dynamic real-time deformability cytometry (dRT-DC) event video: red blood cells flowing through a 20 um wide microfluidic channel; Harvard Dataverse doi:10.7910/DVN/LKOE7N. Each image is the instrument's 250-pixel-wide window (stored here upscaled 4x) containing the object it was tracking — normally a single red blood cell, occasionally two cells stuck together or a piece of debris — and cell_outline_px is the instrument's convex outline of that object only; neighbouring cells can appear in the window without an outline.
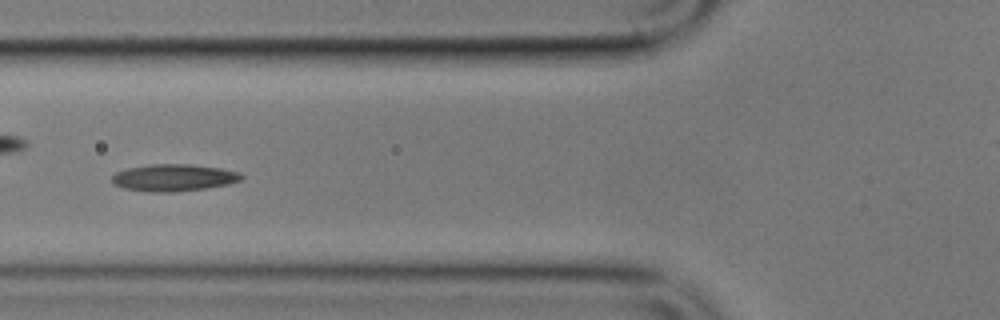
{"species": "common noctule bat (a hibernating species)", "species_latin": "Nyctalus noctula", "temperature_condition": "cold", "stored_images_in_passage": 8, "camera_frame_rate_fps": 3000, "um_per_image_px": 0.085, "animal": {"sex": "male", "body_mass_g": 17.9}, "frame": {"image": 1, "passage_image": 6, "time_ms": 5.667, "image_size_px": [1000, 320], "cell_outline_px": [[244, 176], [240, 180], [228, 184], [204, 188], [172, 192], [148, 192], [124, 188], [112, 184], [112, 176], [116, 172], [128, 168], [148, 164], [188, 164], [220, 168], [240, 172]], "centroid_in_image_um": [14.74, 15.1], "position_along_channel_um": 111.1, "area_um2": 20.35}}
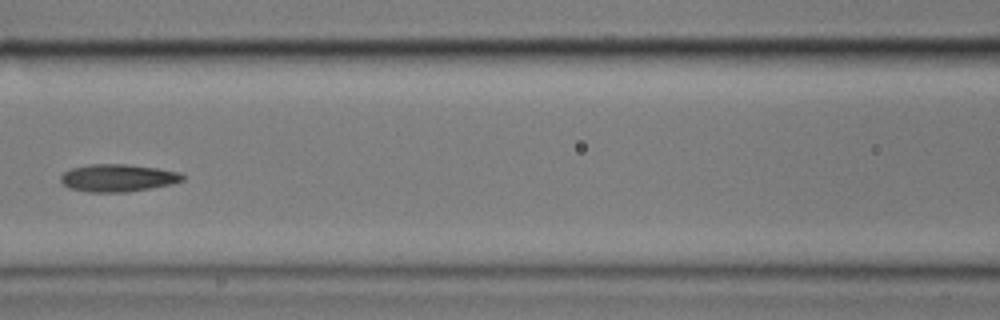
{"frame": {"image": 2, "passage_image": 7, "time_ms": 7.0, "image_size_px": [1000, 320], "cell_outline_px": [[184, 180], [172, 184], [128, 192], [88, 192], [68, 188], [60, 180], [60, 176], [64, 172], [72, 168], [88, 164], [128, 164], [156, 168], [180, 172], [184, 176]], "centroid_in_image_um": [10.01, 15.12], "position_along_channel_um": 156.6, "area_um2": 19.59}}
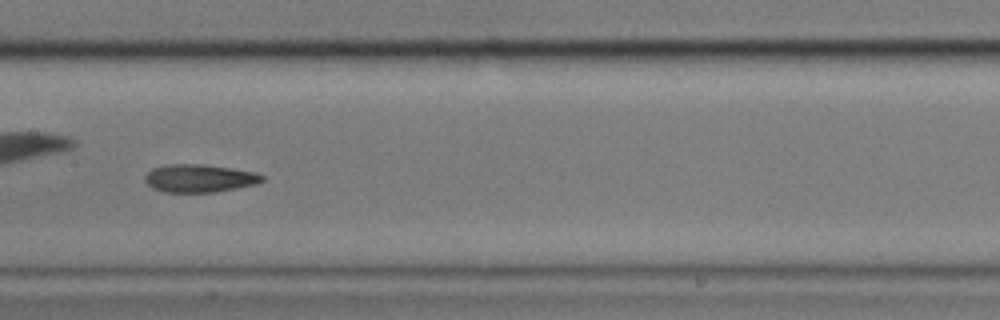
{"frame": {"image": 3, "passage_image": 8, "time_ms": 8.0, "image_size_px": [1000, 320], "cell_outline_px": [[264, 180], [256, 184], [216, 192], [164, 192], [152, 188], [144, 180], [144, 176], [152, 168], [168, 164], [204, 164], [232, 168], [256, 172], [264, 176]], "centroid_in_image_um": [16.95, 15.15], "position_along_channel_um": 190.5, "area_um2": 19.19}}